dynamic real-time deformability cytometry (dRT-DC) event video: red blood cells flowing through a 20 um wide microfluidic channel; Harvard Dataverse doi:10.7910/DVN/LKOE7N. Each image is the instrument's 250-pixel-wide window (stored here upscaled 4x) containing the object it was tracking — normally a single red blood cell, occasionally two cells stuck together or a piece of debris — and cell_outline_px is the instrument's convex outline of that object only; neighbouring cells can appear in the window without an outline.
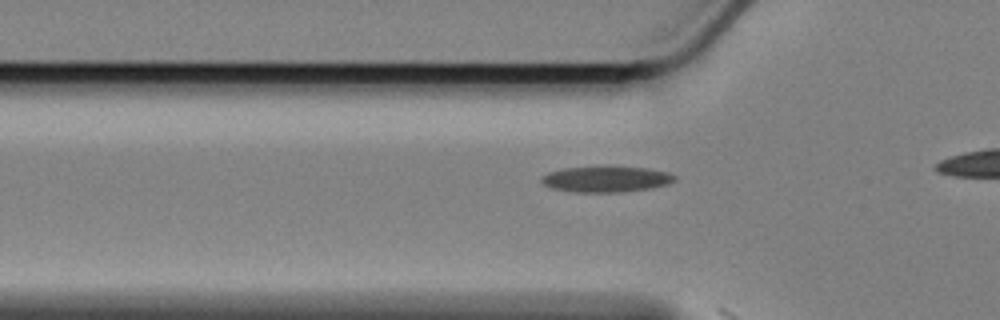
{"species": "Egyptian fruit bat (a non-hibernating species)", "species_latin": "Rousettus aegyptiacus", "temperature_condition": "cold", "stored_images_in_passage": 14, "camera_frame_rate_fps": 3000, "um_per_image_px": 0.085, "animal": {"sex": "female"}, "frame": {"image": 1, "passage_image": 13, "time_ms": 4.0, "image_size_px": [1000, 320], "cell_outline_px": [[676, 180], [668, 184], [652, 188], [624, 192], [576, 192], [552, 188], [544, 184], [540, 180], [540, 176], [548, 172], [564, 168], [604, 164], [608, 164], [648, 168], [668, 172], [676, 176]], "centroid_in_image_um": [51.53, 15.18], "position_along_channel_um": 74.3, "area_um2": 20.98}}